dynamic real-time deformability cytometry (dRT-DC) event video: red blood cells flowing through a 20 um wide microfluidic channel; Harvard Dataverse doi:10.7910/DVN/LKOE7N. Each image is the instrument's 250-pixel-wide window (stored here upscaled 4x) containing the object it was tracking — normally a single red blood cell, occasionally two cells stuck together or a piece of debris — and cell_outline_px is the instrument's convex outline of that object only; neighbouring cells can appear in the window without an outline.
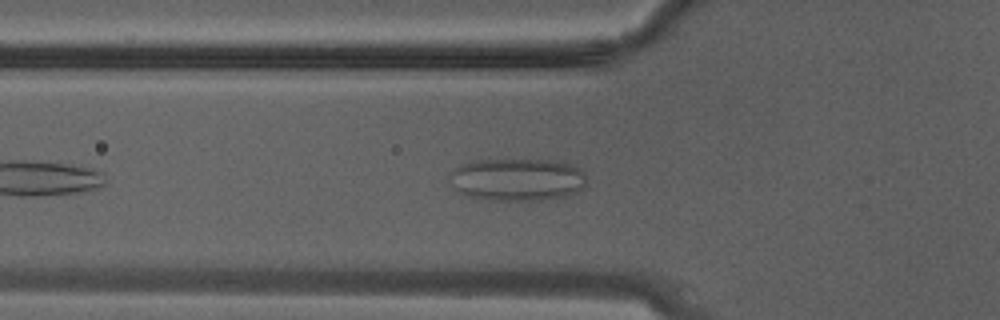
{"species": "Egyptian fruit bat (a non-hibernating species)", "species_latin": "Rousettus aegyptiacus", "temperature_condition": "warm", "stored_images_in_passage": 19, "camera_frame_rate_fps": 3000, "um_per_image_px": 0.085, "animal": {"sex": "male"}, "frame": {"image": 1, "passage_image": 11, "time_ms": 3.333, "image_size_px": [1000, 320], "cell_outline_px": [[588, 184], [576, 192], [564, 196], [536, 200], [480, 200], [464, 196], [456, 192], [448, 184], [448, 176], [460, 164], [468, 160], [564, 160], [580, 168], [588, 176]], "centroid_in_image_um": [43.93, 15.26], "position_along_channel_um": 81.9, "area_um2": 35.08}}
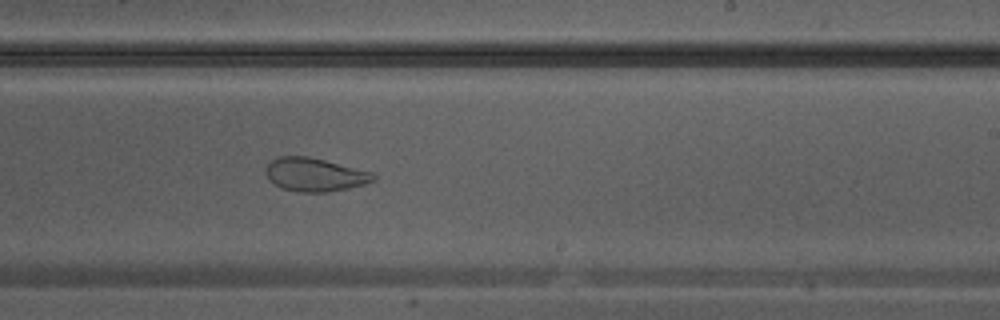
{"frame": {"image": 2, "passage_image": 19, "time_ms": 6.0, "image_size_px": [1000, 320], "cell_outline_px": [[376, 180], [364, 184], [348, 188], [324, 192], [300, 192], [280, 188], [268, 180], [264, 172], [268, 164], [276, 156], [308, 156], [372, 172], [376, 176]], "centroid_in_image_um": [26.71, 14.84], "position_along_channel_um": 262.3, "area_um2": 20.98}}